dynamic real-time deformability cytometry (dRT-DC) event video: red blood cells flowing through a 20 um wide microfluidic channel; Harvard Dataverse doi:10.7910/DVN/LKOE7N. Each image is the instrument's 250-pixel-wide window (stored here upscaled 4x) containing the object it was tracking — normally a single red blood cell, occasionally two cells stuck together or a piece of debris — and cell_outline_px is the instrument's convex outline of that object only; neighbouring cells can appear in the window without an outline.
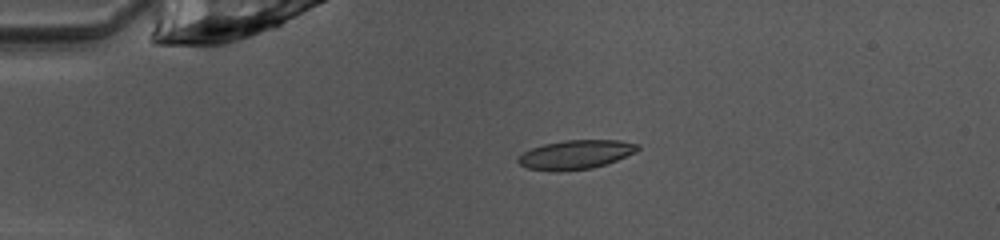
{"species": "common noctule bat (a hibernating species)", "species_latin": "Nyctalus noctula", "temperature_condition": "warm", "stored_images_in_passage": 39, "camera_frame_rate_fps": 3000, "um_per_image_px": 0.085, "animal": {"sex": "female", "body_mass_g": 10.0, "forearm_length_mm": 53.1}, "frame": {"image": 1, "passage_image": 1, "time_ms": 0.0, "image_size_px": [1000, 240], "cell_outline_px": [[640, 148], [636, 152], [616, 160], [592, 168], [560, 172], [556, 172], [528, 168], [520, 164], [516, 160], [524, 152], [532, 148], [544, 144], [564, 140], [620, 140], [640, 144]], "centroid_in_image_um": [48.95, 13.14], "position_along_channel_um": 36.0, "area_um2": 20.23}}
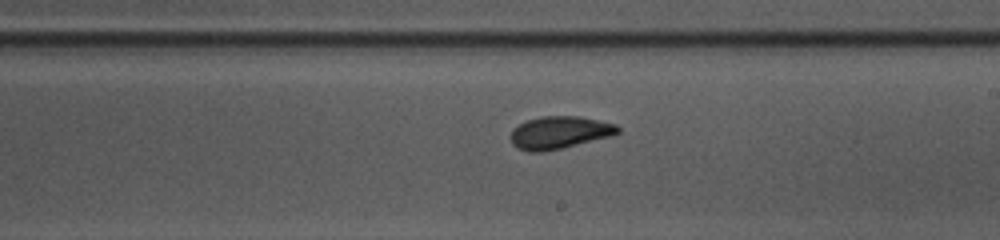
{"frame": {"image": 2, "passage_image": 19, "time_ms": 6.0, "image_size_px": [1000, 240], "cell_outline_px": [[620, 132], [612, 136], [564, 148], [544, 152], [528, 152], [516, 148], [512, 144], [512, 128], [528, 120], [540, 116], [580, 116], [616, 124], [620, 128]], "centroid_in_image_um": [47.57, 11.28], "position_along_channel_um": 241.4, "area_um2": 20.52}}
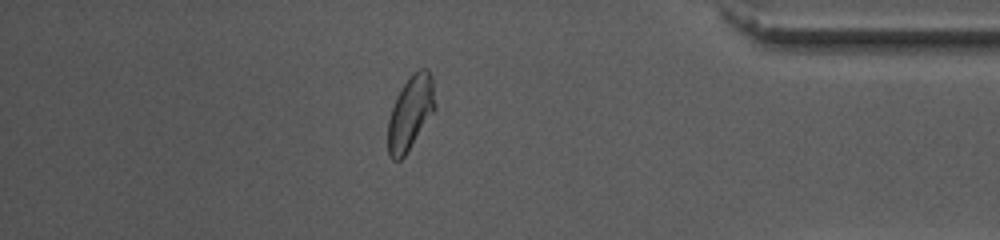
{"frame": {"image": 3, "passage_image": 33, "time_ms": 10.667, "image_size_px": [1000, 240], "cell_outline_px": [[436, 108], [404, 156], [400, 160], [392, 160], [388, 152], [388, 120], [396, 96], [408, 76], [412, 72], [420, 68], [428, 68], [432, 76], [436, 104]], "centroid_in_image_um": [34.89, 9.53], "position_along_channel_um": 400.3, "area_um2": 20.35}, "authors_computed_cell_mechanics": {"area_um2": 20.2878, "velocity_mm_per_s": 4.0156, "shape_relaxation_time_tau1_ms": 2.8741, "shape_relaxation_time_tau2_ms": 1.6428, "deformation_change_tau1": 0.1422, "deformation_change_tau2": 0.0718}}